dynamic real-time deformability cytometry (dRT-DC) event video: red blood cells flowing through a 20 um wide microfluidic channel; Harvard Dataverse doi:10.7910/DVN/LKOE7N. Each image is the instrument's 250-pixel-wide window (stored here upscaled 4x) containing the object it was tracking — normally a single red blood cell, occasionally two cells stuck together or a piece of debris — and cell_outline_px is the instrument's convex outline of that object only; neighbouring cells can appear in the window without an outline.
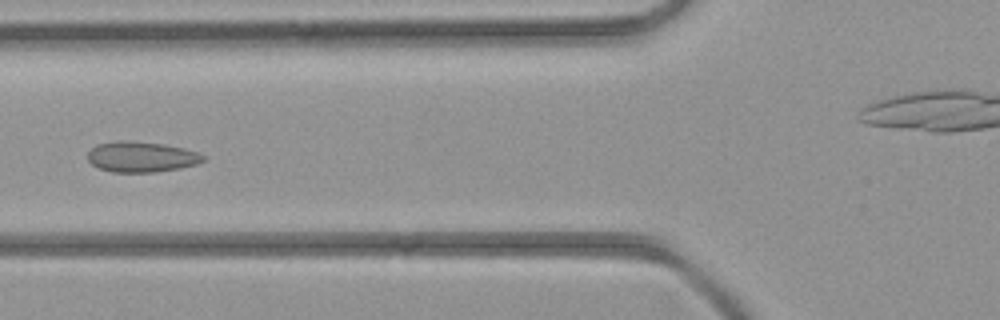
{"species": "common noctule bat (a hibernating species)", "species_latin": "Nyctalus noctula", "temperature_condition": "room temperature", "stored_images_in_passage": 4, "camera_frame_rate_fps": 3000, "um_per_image_px": 0.085, "animal": {"sex": "female", "body_mass_g": 21.9}, "frame": {"image": 1, "passage_image": 4, "time_ms": 3.333, "image_size_px": [1000, 320], "cell_outline_px": [[208, 156], [204, 160], [196, 164], [180, 168], [156, 172], [112, 172], [100, 168], [92, 164], [88, 160], [88, 152], [96, 144], [116, 140], [128, 140], [164, 144], [184, 148]], "centroid_in_image_um": [12.02, 13.32], "position_along_channel_um": 113.8, "area_um2": 20.69}}